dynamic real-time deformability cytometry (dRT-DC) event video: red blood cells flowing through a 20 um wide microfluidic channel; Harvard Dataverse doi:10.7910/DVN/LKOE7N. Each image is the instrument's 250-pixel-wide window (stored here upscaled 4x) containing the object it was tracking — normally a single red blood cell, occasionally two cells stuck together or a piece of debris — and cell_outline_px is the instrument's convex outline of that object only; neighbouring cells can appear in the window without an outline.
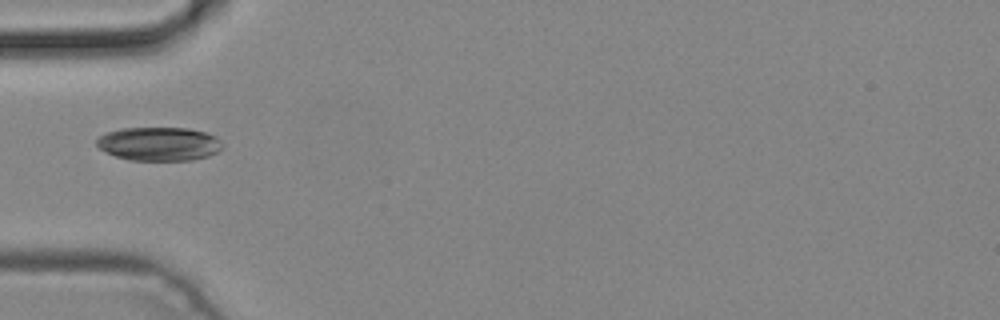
{"species": "common noctule bat (a hibernating species)", "species_latin": "Nyctalus noctula", "temperature_condition": "cold", "stored_images_in_passage": 5, "camera_frame_rate_fps": 3000, "um_per_image_px": 0.085, "animal": {"sex": "male", "body_mass_g": 19.2, "forearm_length_mm": 51.8}, "frame": {"image": 1, "passage_image": 4, "time_ms": 1.0, "image_size_px": [1000, 320], "cell_outline_px": [[224, 144], [216, 152], [208, 156], [192, 160], [128, 160], [116, 156], [100, 148], [96, 144], [96, 140], [104, 132], [120, 128], [188, 128], [204, 132], [216, 136]], "centroid_in_image_um": [13.51, 12.22], "position_along_channel_um": 71.5, "area_um2": 24.68}}
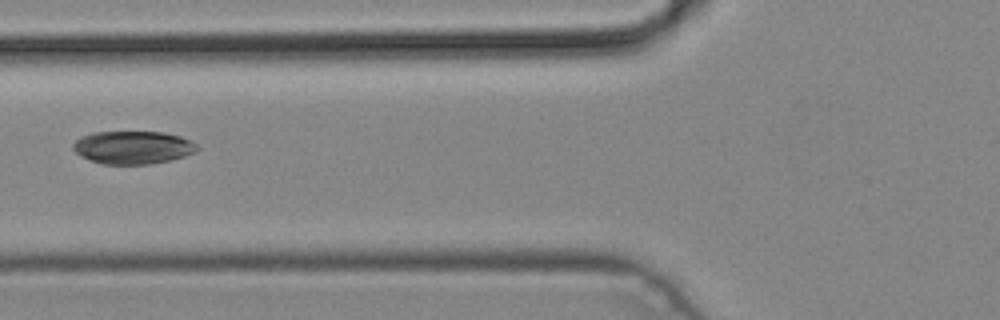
{"frame": {"image": 2, "passage_image": 5, "time_ms": 1.333, "image_size_px": [1000, 320], "cell_outline_px": [[200, 148], [196, 152], [172, 160], [148, 164], [100, 164], [88, 160], [80, 156], [72, 148], [72, 144], [80, 136], [92, 132], [164, 132], [180, 136], [196, 144]], "centroid_in_image_um": [11.27, 12.53], "position_along_channel_um": 114.5, "area_um2": 24.04}}